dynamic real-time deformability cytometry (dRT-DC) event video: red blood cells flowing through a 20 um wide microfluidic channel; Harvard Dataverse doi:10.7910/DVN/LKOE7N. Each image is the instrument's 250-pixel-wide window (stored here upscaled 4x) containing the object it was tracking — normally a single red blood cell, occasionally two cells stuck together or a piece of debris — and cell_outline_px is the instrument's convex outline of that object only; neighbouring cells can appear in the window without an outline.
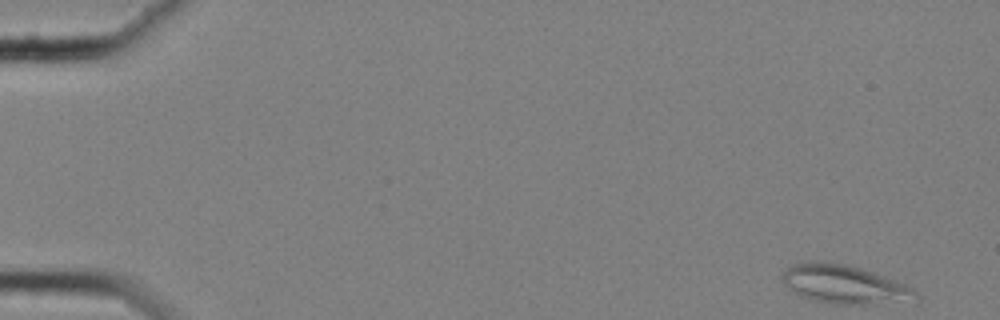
{"species": "common noctule bat (a hibernating species)", "species_latin": "Nyctalus noctula", "temperature_condition": "cold", "stored_images_in_passage": 56, "camera_frame_rate_fps": 3000, "um_per_image_px": 0.085, "animal": {"sex": "female", "body_mass_g": 25.1}, "frame": {"image": 1, "passage_image": 1, "time_ms": 0.0, "image_size_px": [1000, 320], "cell_outline_px": [[920, 300], [916, 304], [832, 304], [812, 300], [800, 296], [784, 284], [780, 276], [792, 264], [808, 260], [824, 260], [848, 264], [908, 284], [920, 296]], "centroid_in_image_um": [71.88, 24.19], "position_along_channel_um": 13.1, "area_um2": 31.21}}
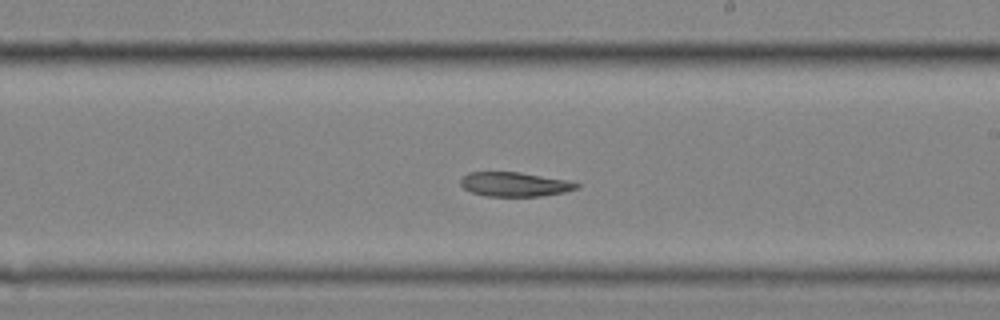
{"frame": {"image": 2, "passage_image": 33, "time_ms": 10.667, "image_size_px": [1000, 320], "cell_outline_px": [[580, 188], [564, 192], [540, 196], [484, 196], [472, 192], [464, 188], [460, 184], [460, 180], [468, 172], [520, 172], [568, 180], [580, 184]], "centroid_in_image_um": [43.76, 15.66], "position_along_channel_um": 245.2, "area_um2": 16.47}}
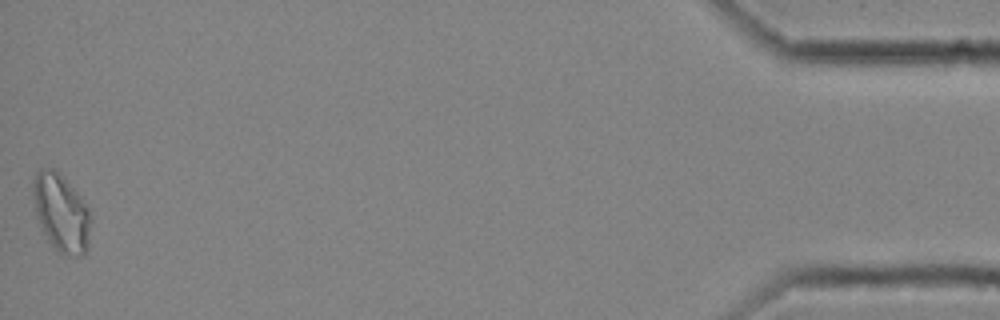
{"frame": {"image": 3, "passage_image": 56, "time_ms": 18.333, "image_size_px": [1000, 320], "cell_outline_px": [[88, 248], [84, 256], [76, 256], [60, 252], [48, 240], [36, 216], [32, 192], [32, 180], [36, 172], [40, 168], [52, 168], [80, 196], [88, 208]], "centroid_in_image_um": [5.16, 18.08], "position_along_channel_um": 430.0, "area_um2": 25.37}}